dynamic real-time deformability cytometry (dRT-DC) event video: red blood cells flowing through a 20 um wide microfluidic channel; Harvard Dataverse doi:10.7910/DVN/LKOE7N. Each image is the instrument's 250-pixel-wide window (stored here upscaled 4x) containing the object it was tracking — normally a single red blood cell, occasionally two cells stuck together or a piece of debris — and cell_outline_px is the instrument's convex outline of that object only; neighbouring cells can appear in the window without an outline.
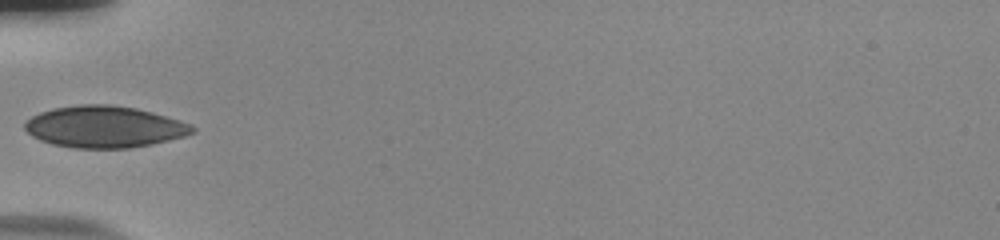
{"species": "human", "species_latin": "Homo sapiens", "temperature_condition": "room temperature", "stored_images_in_passage": 35, "camera_frame_rate_fps": 3000, "um_per_image_px": 0.085, "donor": {"sex": "male"}, "frame": {"image": 1, "passage_image": 1, "time_ms": 0.0, "image_size_px": [1000, 240], "cell_outline_px": [[196, 132], [184, 136], [152, 144], [128, 148], [76, 148], [52, 144], [40, 140], [32, 136], [24, 128], [24, 124], [32, 116], [40, 112], [52, 108], [80, 104], [112, 104], [136, 108], [152, 112], [180, 120], [192, 124], [196, 128]], "centroid_in_image_um": [8.89, 10.77], "position_along_channel_um": 76.1, "area_um2": 40.81}}
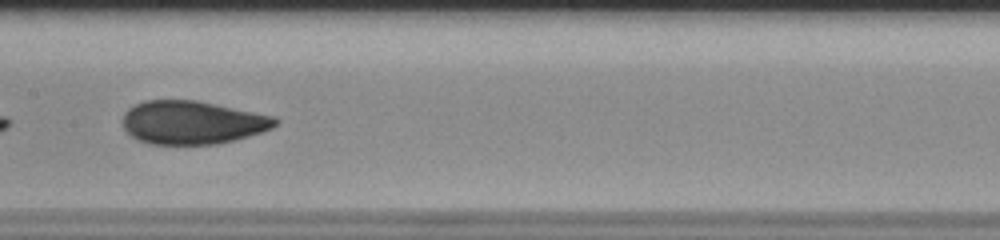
{"frame": {"image": 2, "passage_image": 10, "time_ms": 3.0, "image_size_px": [1000, 240], "cell_outline_px": [[280, 120], [272, 128], [264, 132], [236, 140], [220, 144], [148, 144], [136, 140], [124, 128], [124, 112], [128, 108], [144, 100], [196, 100], [276, 116]], "centroid_in_image_um": [16.39, 10.42], "position_along_channel_um": 191.0, "area_um2": 38.84}}
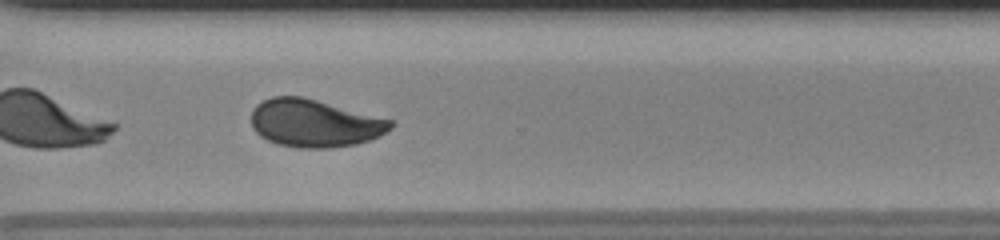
{"frame": {"image": 3, "passage_image": 22, "time_ms": 7.0, "image_size_px": [1000, 240], "cell_outline_px": [[396, 124], [392, 128], [380, 136], [356, 144], [328, 148], [300, 148], [280, 144], [268, 140], [260, 136], [252, 128], [252, 108], [256, 104], [272, 96], [304, 96], [392, 120]], "centroid_in_image_um": [26.74, 10.46], "position_along_channel_um": 343.9, "area_um2": 38.84}, "authors_computed_cell_mechanics": {"area_um2": 38.6104, "velocity_mm_per_s": 3.8265, "shape_relaxation_time_tau1_ms": 10.5107, "shape_relaxation_time_tau2_ms": null, "deformation_change_tau1": 0.1828, "deformation_change_tau2": null}}